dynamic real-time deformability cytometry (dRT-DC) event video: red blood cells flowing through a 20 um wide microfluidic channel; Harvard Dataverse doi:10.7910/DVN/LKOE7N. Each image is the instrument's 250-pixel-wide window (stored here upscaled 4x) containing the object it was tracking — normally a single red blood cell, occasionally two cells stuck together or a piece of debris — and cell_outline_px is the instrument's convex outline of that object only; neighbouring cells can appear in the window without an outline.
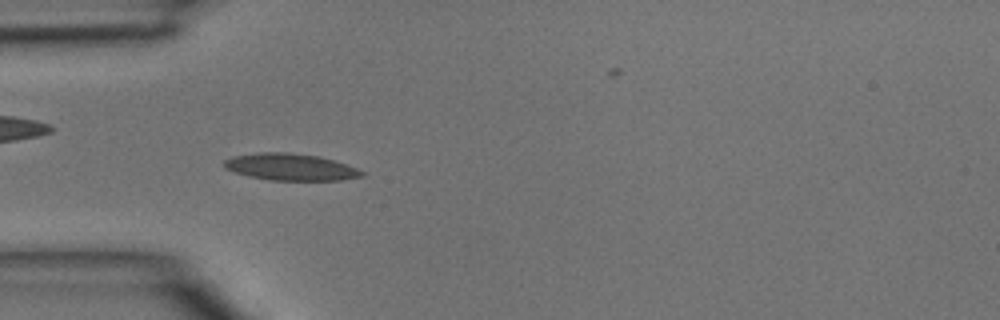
{"species": "common noctule bat (a hibernating species)", "species_latin": "Nyctalus noctula", "temperature_condition": "room temperature", "stored_images_in_passage": 4, "camera_frame_rate_fps": 3000, "um_per_image_px": 0.085, "animal": {"sex": "male", "body_mass_g": 15.6}, "frame": {"image": 1, "passage_image": 2, "time_ms": 0.333, "image_size_px": [1000, 320], "cell_outline_px": [[364, 176], [344, 180], [272, 180], [248, 176], [224, 168], [224, 160], [232, 156], [260, 152], [288, 152], [320, 156], [356, 168], [364, 172]], "centroid_in_image_um": [24.68, 14.19], "position_along_channel_um": 60.3, "area_um2": 21.44}}
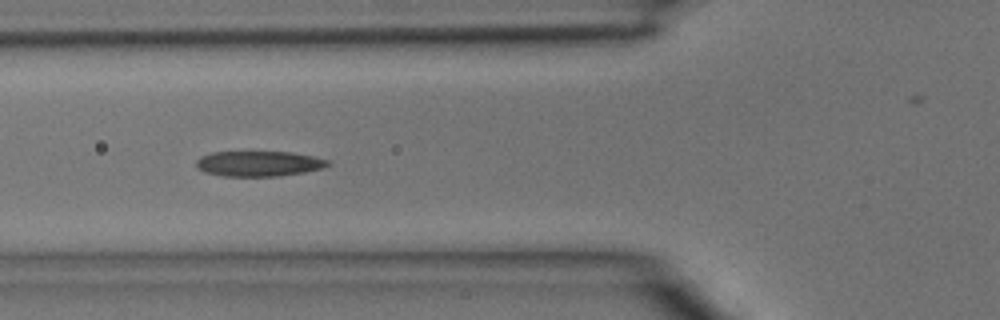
{"frame": {"image": 2, "passage_image": 3, "time_ms": 0.667, "image_size_px": [1000, 320], "cell_outline_px": [[332, 164], [320, 168], [304, 172], [280, 176], [224, 176], [204, 172], [196, 168], [196, 160], [200, 156], [212, 152], [292, 152], [312, 156], [328, 160]], "centroid_in_image_um": [21.96, 13.91], "position_along_channel_um": 103.8, "area_um2": 19.42}}